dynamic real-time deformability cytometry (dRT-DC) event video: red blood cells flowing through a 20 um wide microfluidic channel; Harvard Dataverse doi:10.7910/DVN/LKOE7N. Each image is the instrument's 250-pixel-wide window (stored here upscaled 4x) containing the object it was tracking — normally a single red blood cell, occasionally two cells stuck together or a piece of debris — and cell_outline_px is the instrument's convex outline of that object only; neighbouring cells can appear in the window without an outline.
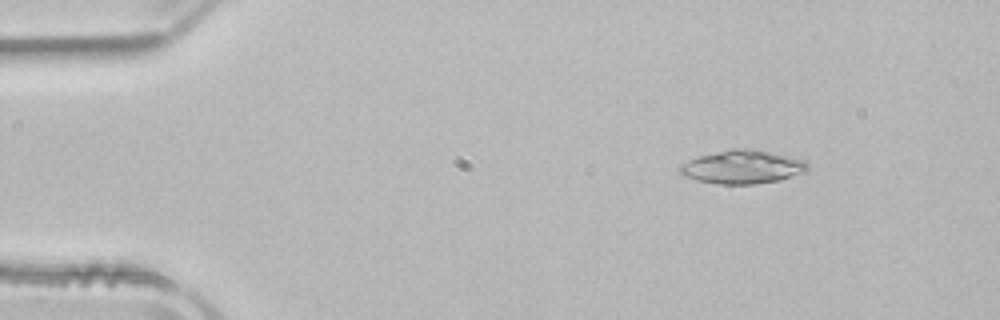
{"species": "common noctule bat (a hibernating species)", "species_latin": "Nyctalus noctula", "temperature_condition": "room temperature", "stored_images_in_passage": 46, "camera_frame_rate_fps": 3000, "um_per_image_px": 0.085, "animal": {"sex": "male", "body_mass_g": 21.5, "forearm_length_mm": 52.0}, "frame": {"image": 1, "passage_image": 1, "time_ms": 0.0, "image_size_px": [1000, 320], "cell_outline_px": [[808, 172], [780, 180], [756, 184], [716, 184], [696, 180], [684, 176], [676, 168], [680, 164], [688, 160], [700, 156], [732, 148], [752, 148], [788, 156], [804, 160], [808, 164]], "centroid_in_image_um": [63.11, 14.2], "position_along_channel_um": 21.9, "area_um2": 25.14}}
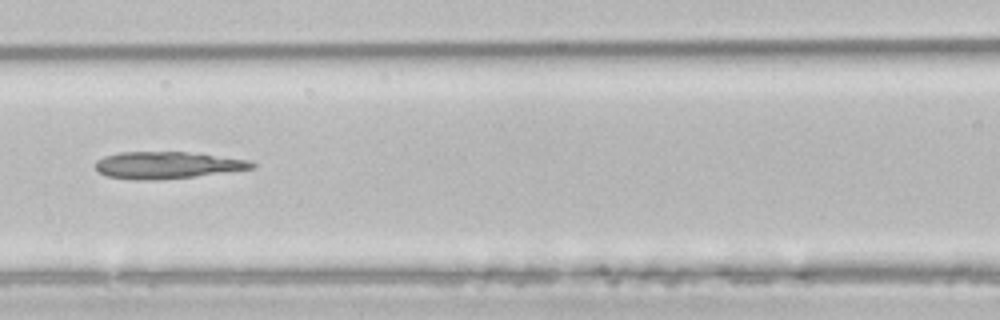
{"frame": {"image": 2, "passage_image": 17, "time_ms": 5.333, "image_size_px": [1000, 320], "cell_outline_px": [[256, 168], [196, 176], [156, 180], [136, 180], [104, 176], [96, 168], [96, 160], [104, 156], [120, 152], [188, 152], [248, 160], [256, 164]], "centroid_in_image_um": [14.19, 14.04], "position_along_channel_um": 152.4, "area_um2": 24.51}}
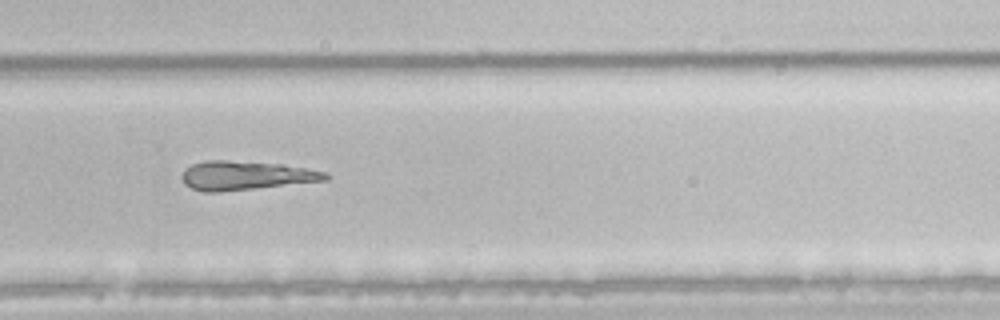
{"frame": {"image": 3, "passage_image": 29, "time_ms": 9.333, "image_size_px": [1000, 320], "cell_outline_px": [[332, 176], [328, 180], [220, 192], [204, 192], [192, 188], [184, 184], [180, 176], [184, 168], [192, 164], [204, 160], [228, 160], [280, 164], [328, 172]], "centroid_in_image_um": [20.86, 14.92], "position_along_channel_um": 308.9, "area_um2": 24.39}}